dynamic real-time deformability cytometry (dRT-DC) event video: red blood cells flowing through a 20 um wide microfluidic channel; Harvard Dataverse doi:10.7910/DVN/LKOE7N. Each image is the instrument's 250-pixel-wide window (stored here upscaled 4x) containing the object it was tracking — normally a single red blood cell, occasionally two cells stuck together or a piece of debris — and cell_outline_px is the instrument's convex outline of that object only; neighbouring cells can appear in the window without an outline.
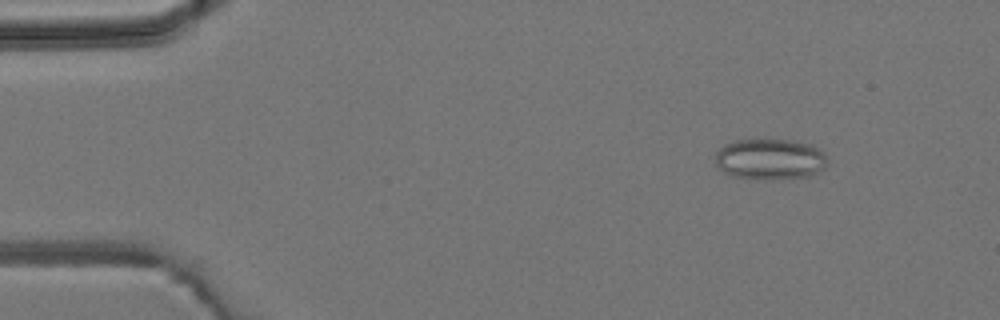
{"species": "common noctule bat (a hibernating species)", "species_latin": "Nyctalus noctula", "temperature_condition": "room temperature", "stored_images_in_passage": 6, "camera_frame_rate_fps": 3000, "um_per_image_px": 0.085, "animal": {"sex": "male", "body_mass_g": 19.2, "forearm_length_mm": 51.8}, "frame": {"image": 1, "passage_image": 2, "time_ms": 1.333, "image_size_px": [1000, 320], "cell_outline_px": [[828, 164], [824, 168], [808, 176], [776, 180], [764, 180], [732, 176], [724, 172], [716, 164], [716, 152], [724, 144], [736, 140], [756, 136], [796, 140], [812, 144], [820, 148], [828, 156]], "centroid_in_image_um": [65.48, 13.48], "position_along_channel_um": 19.5, "area_um2": 28.03}}